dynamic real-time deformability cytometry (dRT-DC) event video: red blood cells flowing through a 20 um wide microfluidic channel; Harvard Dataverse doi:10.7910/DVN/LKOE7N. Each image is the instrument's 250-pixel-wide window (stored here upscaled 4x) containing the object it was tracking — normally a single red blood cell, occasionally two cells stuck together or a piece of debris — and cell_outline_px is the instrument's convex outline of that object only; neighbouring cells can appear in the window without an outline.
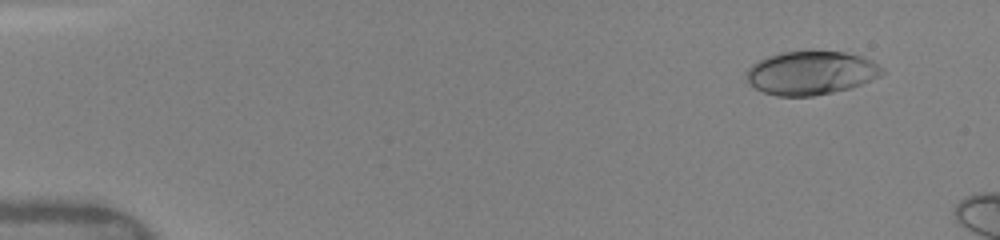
{"species": "human", "species_latin": "Homo sapiens", "temperature_condition": "warm", "stored_images_in_passage": 33, "camera_frame_rate_fps": 3000, "um_per_image_px": 0.085, "donor": {"sex": "female"}, "frame": {"image": 1, "passage_image": 2, "time_ms": 0.667, "image_size_px": [1000, 240], "cell_outline_px": [[884, 72], [880, 76], [872, 80], [848, 88], [832, 92], [812, 96], [776, 96], [764, 92], [748, 84], [744, 76], [748, 68], [752, 64], [768, 56], [780, 52], [844, 52], [860, 56], [872, 60], [884, 68]], "centroid_in_image_um": [68.91, 6.2], "position_along_channel_um": 16.1, "area_um2": 34.33}}
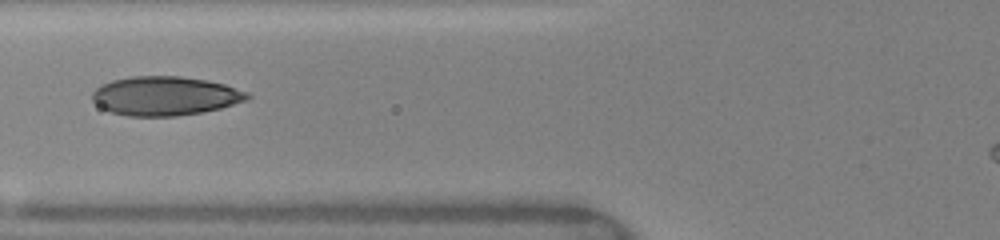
{"frame": {"image": 2, "passage_image": 12, "time_ms": 6.0, "image_size_px": [1000, 240], "cell_outline_px": [[252, 96], [248, 100], [220, 108], [204, 112], [176, 116], [128, 116], [112, 112], [100, 108], [92, 100], [92, 92], [96, 88], [112, 80], [132, 76], [180, 76], [204, 80], [224, 84], [248, 92]], "centroid_in_image_um": [14.03, 8.16], "position_along_channel_um": 111.8, "area_um2": 35.32}}
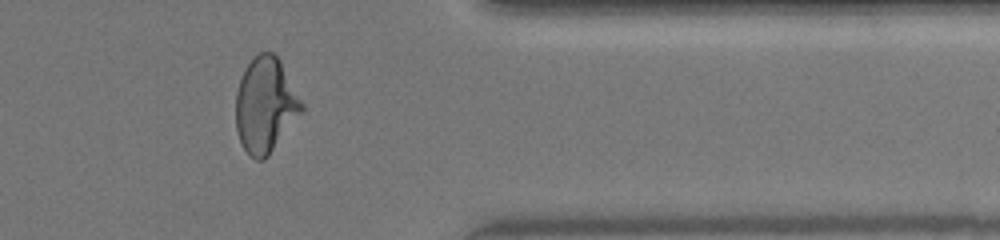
{"frame": {"image": 3, "passage_image": 28, "time_ms": 13.0, "image_size_px": [1000, 240], "cell_outline_px": [[304, 108], [268, 156], [264, 160], [256, 160], [244, 148], [236, 132], [236, 92], [240, 80], [248, 64], [260, 52], [272, 52], [280, 60], [304, 104]], "centroid_in_image_um": [22.56, 8.93], "position_along_channel_um": 388.8, "area_um2": 35.95}}